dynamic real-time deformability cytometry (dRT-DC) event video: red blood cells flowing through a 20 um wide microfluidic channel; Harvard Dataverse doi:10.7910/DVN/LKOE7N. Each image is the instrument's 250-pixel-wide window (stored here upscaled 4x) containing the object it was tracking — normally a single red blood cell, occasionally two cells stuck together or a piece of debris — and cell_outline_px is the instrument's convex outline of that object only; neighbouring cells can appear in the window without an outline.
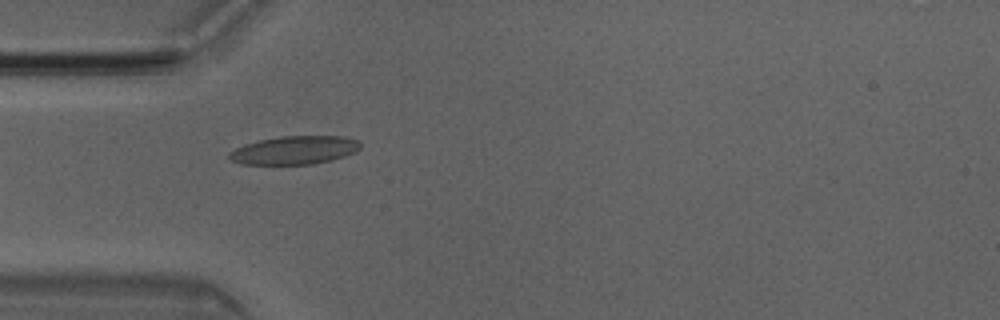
{"species": "Egyptian fruit bat (a non-hibernating species)", "species_latin": "Rousettus aegyptiacus", "temperature_condition": "room temperature", "stored_images_in_passage": 5, "camera_frame_rate_fps": 3000, "um_per_image_px": 0.085, "animal": {"sex": "male"}, "frame": {"image": 1, "passage_image": 4, "time_ms": 1.0, "image_size_px": [1000, 320], "cell_outline_px": [[360, 148], [356, 152], [344, 156], [312, 164], [240, 164], [232, 160], [228, 156], [228, 152], [244, 144], [260, 140], [280, 136], [344, 136], [360, 140]], "centroid_in_image_um": [25.04, 12.75], "position_along_channel_um": 60.0, "area_um2": 21.62}}